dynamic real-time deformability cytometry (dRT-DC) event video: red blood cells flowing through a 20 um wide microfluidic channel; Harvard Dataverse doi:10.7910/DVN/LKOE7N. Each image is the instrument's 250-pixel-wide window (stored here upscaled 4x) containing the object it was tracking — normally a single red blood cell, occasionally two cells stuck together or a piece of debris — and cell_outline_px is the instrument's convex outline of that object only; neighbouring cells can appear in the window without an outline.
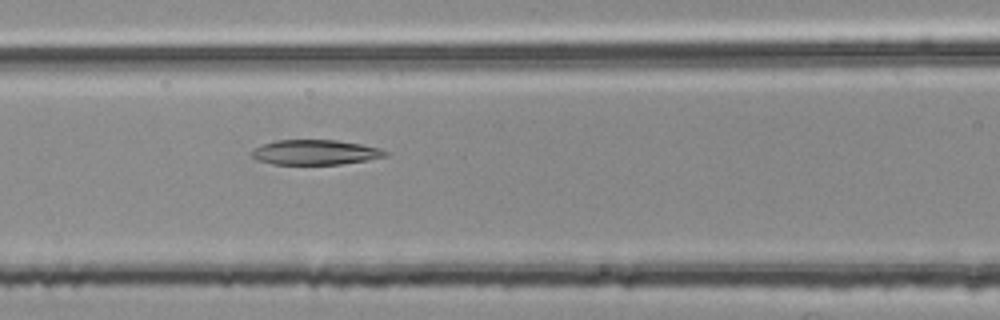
{"species": "common noctule bat (a hibernating species)", "species_latin": "Nyctalus noctula", "temperature_condition": "room temperature", "stored_images_in_passage": 55, "segment_of_instrument_passage": [2, 2], "camera_frame_rate_fps": 3000, "um_per_image_px": 0.085, "animal": {"sex": "female", "body_mass_g": 25.1}, "frame": {"image": 1, "passage_image": 23, "time_ms": 7.333, "image_size_px": [1000, 320], "cell_outline_px": [[392, 152], [388, 156], [368, 160], [340, 164], [272, 164], [256, 160], [252, 156], [252, 152], [260, 144], [276, 140], [336, 140], [360, 144], [380, 148]], "centroid_in_image_um": [26.83, 12.94], "position_along_channel_um": 139.8, "area_um2": 19.54}}
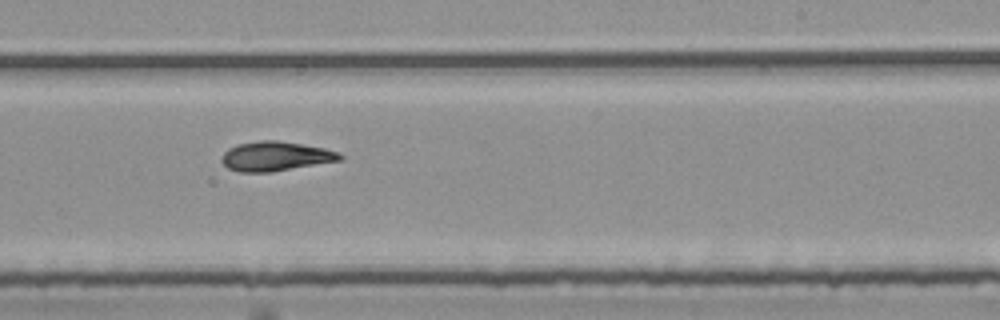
{"frame": {"image": 2, "passage_image": 33, "time_ms": 10.667, "image_size_px": [1000, 320], "cell_outline_px": [[344, 160], [272, 172], [240, 172], [228, 168], [220, 160], [224, 152], [228, 148], [236, 144], [260, 140], [276, 140], [324, 148], [340, 152], [344, 156]], "centroid_in_image_um": [23.44, 13.28], "position_along_channel_um": 265.6, "area_um2": 20.52}}
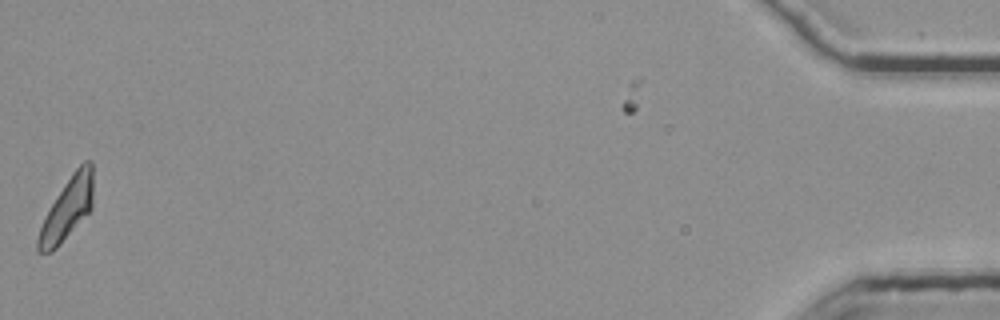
{"frame": {"image": 3, "passage_image": 54, "time_ms": 17.667, "image_size_px": [1000, 320], "cell_outline_px": [[92, 208], [60, 244], [52, 252], [40, 252], [36, 248], [36, 240], [40, 228], [56, 196], [72, 172], [84, 160], [92, 160]], "centroid_in_image_um": [5.72, 17.73], "position_along_channel_um": 429.5, "area_um2": 19.48}}